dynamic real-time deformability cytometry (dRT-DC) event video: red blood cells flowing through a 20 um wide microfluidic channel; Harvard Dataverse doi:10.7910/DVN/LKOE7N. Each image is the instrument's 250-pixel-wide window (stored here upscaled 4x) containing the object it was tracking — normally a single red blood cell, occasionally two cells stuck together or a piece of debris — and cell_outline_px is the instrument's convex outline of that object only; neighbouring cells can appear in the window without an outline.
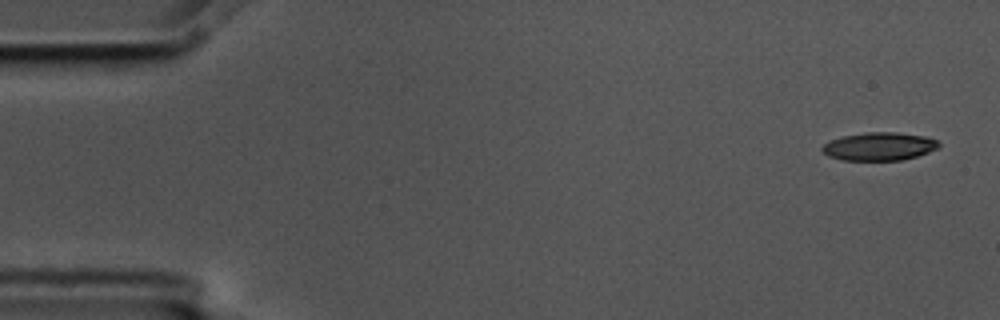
{"species": "common noctule bat (a hibernating species)", "species_latin": "Nyctalus noctula", "temperature_condition": "cold", "stored_images_in_passage": 4, "camera_frame_rate_fps": 3000, "um_per_image_px": 0.085, "animal": {"sex": "male", "body_mass_g": 17.5, "forearm_length_mm": 52.3}, "frame": {"image": 1, "passage_image": 1, "time_ms": 0.0, "image_size_px": [1000, 320], "cell_outline_px": [[940, 148], [916, 156], [900, 160], [840, 160], [828, 156], [820, 148], [824, 144], [840, 136], [868, 132], [896, 132], [924, 136], [936, 140], [940, 144]], "centroid_in_image_um": [74.72, 12.44], "position_along_channel_um": 10.3, "area_um2": 19.07}}
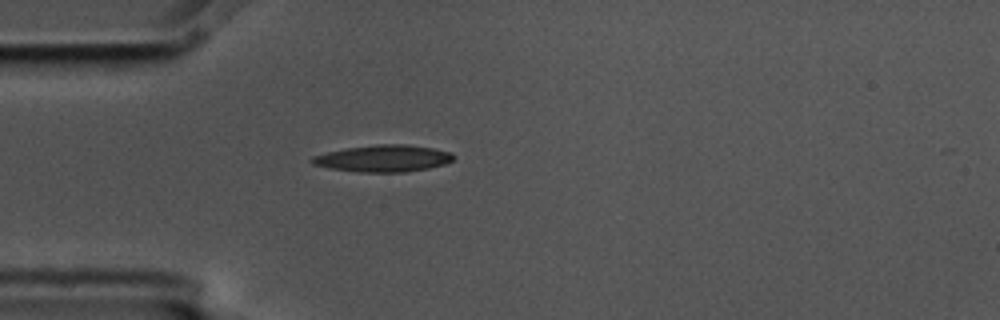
{"frame": {"image": 2, "passage_image": 4, "time_ms": 1.0, "image_size_px": [1000, 320], "cell_outline_px": [[456, 156], [452, 160], [444, 164], [428, 168], [404, 172], [360, 172], [328, 168], [312, 164], [308, 160], [312, 156], [328, 152], [348, 148], [376, 144], [408, 144], [432, 148], [452, 152]], "centroid_in_image_um": [32.58, 13.46], "position_along_channel_um": 52.4, "area_um2": 22.14}}